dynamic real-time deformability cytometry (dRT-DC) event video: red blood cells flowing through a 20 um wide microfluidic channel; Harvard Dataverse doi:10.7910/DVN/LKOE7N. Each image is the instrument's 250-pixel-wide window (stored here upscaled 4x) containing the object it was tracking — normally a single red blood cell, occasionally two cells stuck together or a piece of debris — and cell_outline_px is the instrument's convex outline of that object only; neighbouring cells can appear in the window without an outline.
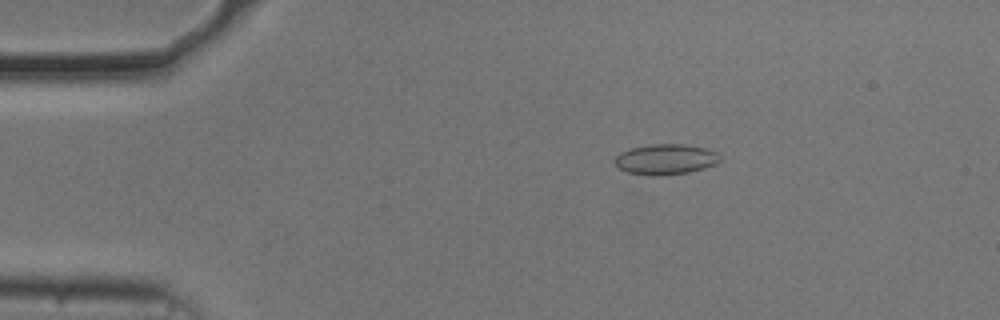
{"species": "common noctule bat (a hibernating species)", "species_latin": "Nyctalus noctula", "temperature_condition": "cold", "stored_images_in_passage": 55, "camera_frame_rate_fps": 3000, "um_per_image_px": 0.085, "animal": {"sex": "male", "body_mass_g": 20.5, "forearm_length_mm": 52.5}, "frame": {"image": 1, "passage_image": 10, "time_ms": 3.0, "image_size_px": [1000, 320], "cell_outline_px": [[720, 160], [716, 164], [704, 168], [688, 172], [660, 176], [648, 176], [628, 172], [620, 168], [616, 164], [616, 156], [620, 152], [632, 148], [652, 144], [684, 144], [704, 148], [716, 152], [720, 156]], "centroid_in_image_um": [56.59, 13.55], "position_along_channel_um": 28.4, "area_um2": 18.55}}
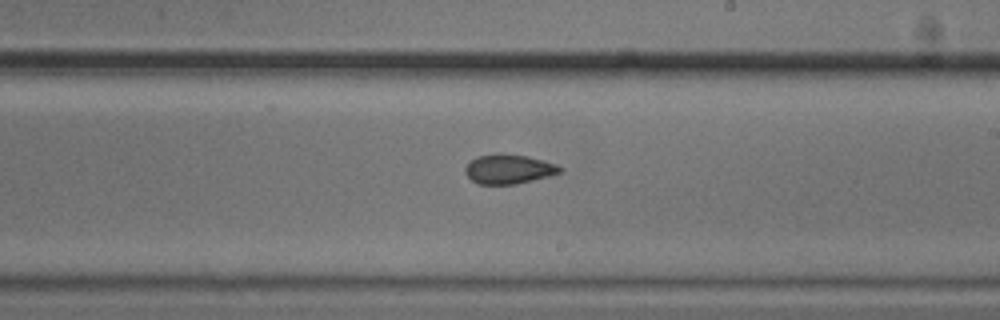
{"frame": {"image": 2, "passage_image": 32, "time_ms": 10.333, "image_size_px": [1000, 320], "cell_outline_px": [[564, 168], [560, 172], [548, 176], [516, 184], [476, 184], [464, 172], [464, 168], [476, 156], [496, 152], [504, 152], [528, 156], [544, 160], [556, 164]], "centroid_in_image_um": [43.22, 14.34], "position_along_channel_um": 245.8, "area_um2": 16.53}}
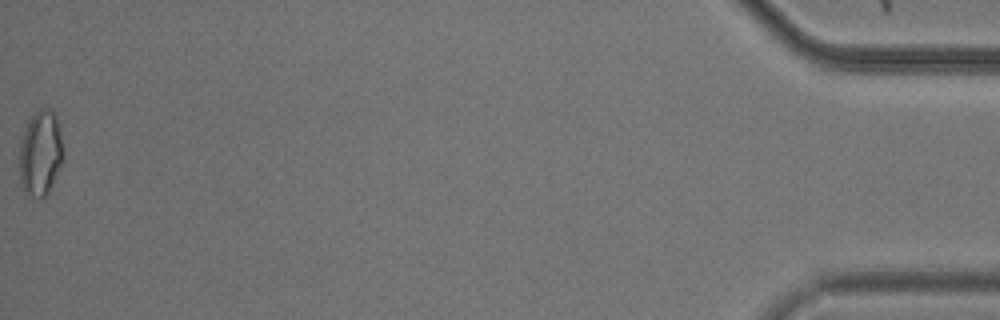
{"frame": {"image": 3, "passage_image": 55, "time_ms": 18.0, "image_size_px": [1000, 320], "cell_outline_px": [[64, 160], [48, 192], [44, 196], [32, 196], [24, 192], [20, 184], [20, 140], [28, 120], [40, 108], [52, 108], [56, 116], [64, 156]], "centroid_in_image_um": [3.44, 13.0], "position_along_channel_um": 431.8, "area_um2": 21.73}, "authors_computed_cell_mechanics": {"area_um2": 17.3978, "velocity_mm_per_s": 3.7021, "shape_relaxation_time_tau1_ms": null, "shape_relaxation_time_tau2_ms": 2.6293, "deformation_change_tau1": null, "deformation_change_tau2": 0.0701}}